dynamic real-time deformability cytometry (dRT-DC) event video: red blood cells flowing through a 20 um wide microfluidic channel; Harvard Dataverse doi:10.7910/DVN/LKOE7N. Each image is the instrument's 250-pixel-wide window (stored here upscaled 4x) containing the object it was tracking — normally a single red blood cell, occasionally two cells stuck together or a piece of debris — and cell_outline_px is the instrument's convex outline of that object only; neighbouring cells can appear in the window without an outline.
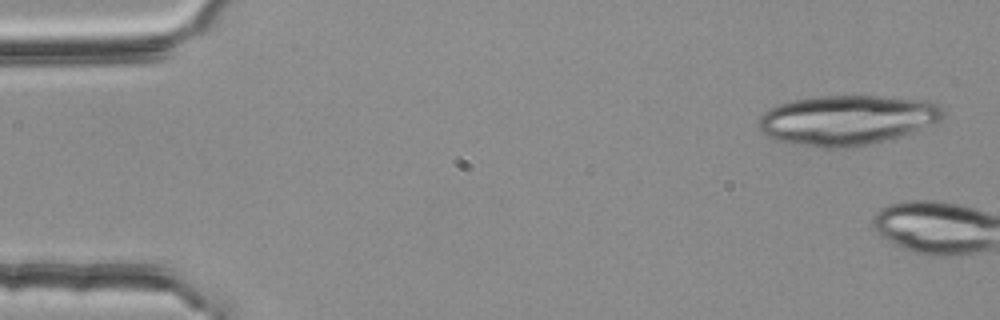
{"species": "common noctule bat (a hibernating species)", "species_latin": "Nyctalus noctula", "temperature_condition": "room temperature", "stored_images_in_passage": 4, "camera_frame_rate_fps": 3000, "um_per_image_px": 0.085, "animal": {"sex": "female", "body_mass_g": 25.1}, "frame": {"image": 1, "passage_image": 1, "time_ms": 0.0, "image_size_px": [1000, 320], "cell_outline_px": [[944, 116], [940, 120], [920, 128], [884, 140], [852, 148], [824, 148], [776, 140], [764, 136], [760, 132], [760, 116], [764, 112], [776, 104], [792, 100], [816, 96], [880, 96], [932, 100], [940, 104], [944, 112]], "centroid_in_image_um": [71.98, 10.18], "position_along_channel_um": 13.0, "area_um2": 53.52}}